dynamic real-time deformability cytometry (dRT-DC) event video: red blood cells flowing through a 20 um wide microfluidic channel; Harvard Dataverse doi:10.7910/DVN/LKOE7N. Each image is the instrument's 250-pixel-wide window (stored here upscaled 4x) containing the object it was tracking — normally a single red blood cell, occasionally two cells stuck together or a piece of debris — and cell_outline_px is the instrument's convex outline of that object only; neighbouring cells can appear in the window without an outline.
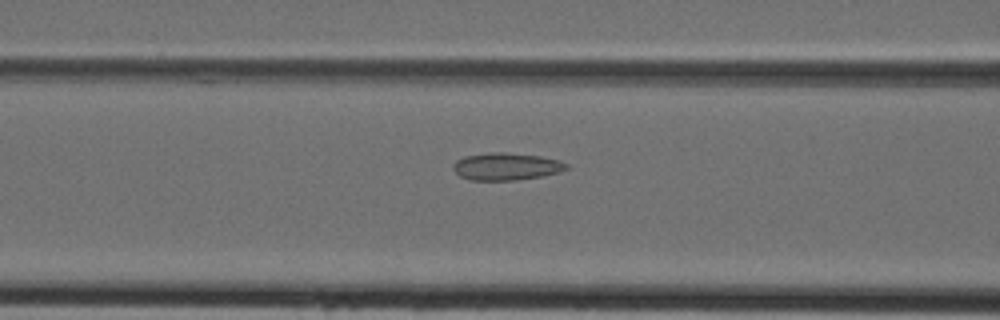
{"species": "Egyptian fruit bat (a non-hibernating species)", "species_latin": "Rousettus aegyptiacus", "temperature_condition": "cold", "stored_images_in_passage": 32, "camera_frame_rate_fps": 3000, "um_per_image_px": 0.085, "animal": {"sex": "female"}, "frame": {"image": 1, "passage_image": 5, "time_ms": 1.333, "image_size_px": [1000, 320], "cell_outline_px": [[568, 168], [560, 172], [540, 176], [516, 180], [468, 180], [460, 176], [452, 168], [452, 164], [456, 160], [464, 156], [492, 152], [504, 152], [540, 156], [560, 160], [568, 164]], "centroid_in_image_um": [43.01, 14.15], "position_along_channel_um": 123.6, "area_um2": 18.09}}
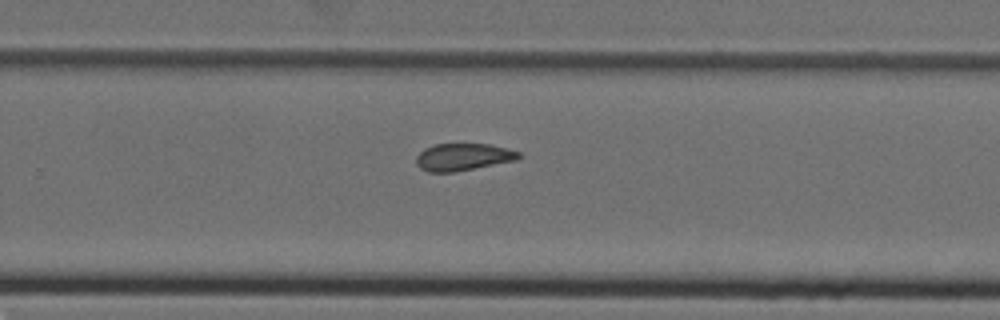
{"frame": {"image": 2, "passage_image": 16, "time_ms": 5.0, "image_size_px": [1000, 320], "cell_outline_px": [[524, 156], [516, 160], [456, 172], [428, 172], [420, 168], [416, 164], [416, 156], [424, 148], [436, 144], [488, 144], [508, 148], [520, 152]], "centroid_in_image_um": [39.38, 13.35], "position_along_channel_um": 290.4, "area_um2": 16.42}}
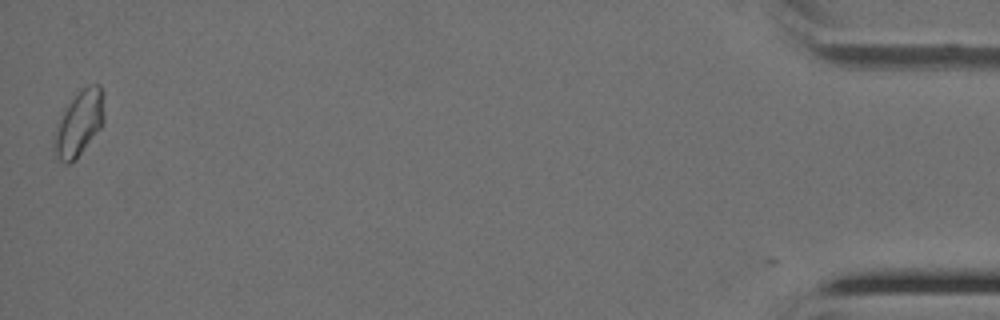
{"frame": {"image": 3, "passage_image": 31, "time_ms": 10.0, "image_size_px": [1000, 320], "cell_outline_px": [[104, 120], [100, 128], [76, 160], [68, 164], [64, 164], [56, 156], [56, 132], [60, 120], [68, 104], [88, 84], [100, 84], [104, 92]], "centroid_in_image_um": [6.8, 10.47], "position_along_channel_um": 428.4, "area_um2": 18.38}}